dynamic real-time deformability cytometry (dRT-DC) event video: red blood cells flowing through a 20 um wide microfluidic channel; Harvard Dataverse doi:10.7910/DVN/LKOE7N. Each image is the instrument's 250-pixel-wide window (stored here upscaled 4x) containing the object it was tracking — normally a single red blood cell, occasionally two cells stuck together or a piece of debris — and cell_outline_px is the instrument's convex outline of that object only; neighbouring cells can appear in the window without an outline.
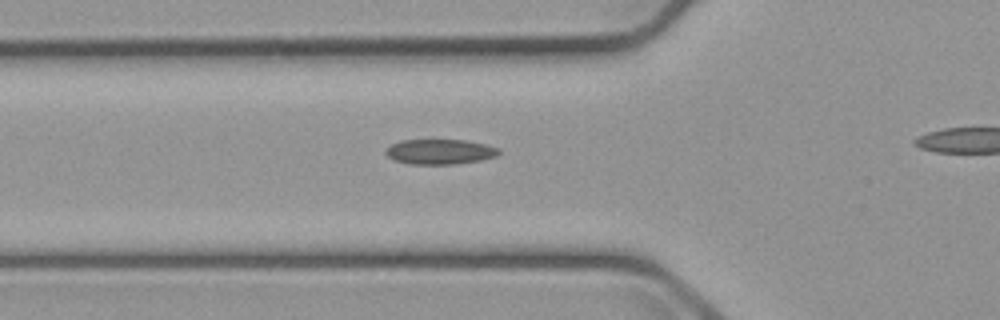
{"species": "common noctule bat (a hibernating species)", "species_latin": "Nyctalus noctula", "temperature_condition": "cold", "stored_images_in_passage": 3, "segment_of_instrument_passage": [1, 2], "camera_frame_rate_fps": 3000, "um_per_image_px": 0.085, "animal": {"sex": "male", "body_mass_g": 23.1, "forearm_length_mm": 52.7}, "frame": {"image": 1, "passage_image": 2, "time_ms": 2.0, "image_size_px": [1000, 320], "cell_outline_px": [[500, 152], [496, 156], [480, 160], [456, 164], [412, 164], [392, 160], [384, 152], [392, 144], [400, 140], [464, 140], [484, 144], [500, 148]], "centroid_in_image_um": [37.38, 12.9], "position_along_channel_um": 88.4, "area_um2": 16.47}}